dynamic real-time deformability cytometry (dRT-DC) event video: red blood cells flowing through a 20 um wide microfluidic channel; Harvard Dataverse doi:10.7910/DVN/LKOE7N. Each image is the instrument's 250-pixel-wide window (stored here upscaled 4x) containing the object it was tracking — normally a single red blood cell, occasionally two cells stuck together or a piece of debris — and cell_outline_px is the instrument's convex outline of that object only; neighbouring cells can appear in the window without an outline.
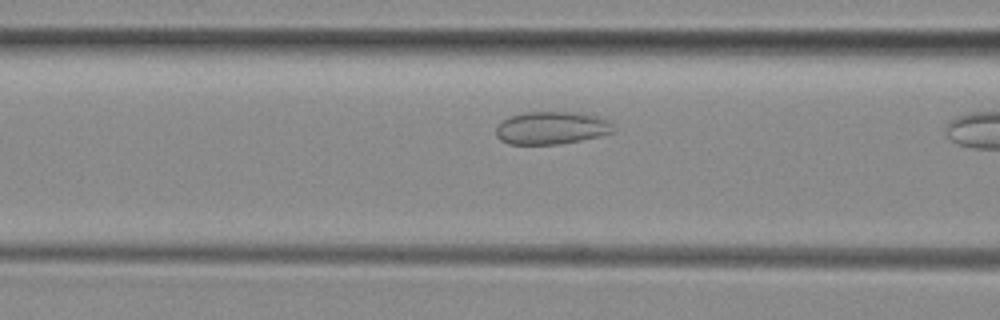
{"species": "common noctule bat (a hibernating species)", "species_latin": "Nyctalus noctula", "temperature_condition": "room temperature", "stored_images_in_passage": 8, "camera_frame_rate_fps": 3000, "um_per_image_px": 0.085, "animal": {"sex": "female", "body_mass_g": 29.2, "forearm_length_mm": 56.3}, "frame": {"image": 1, "passage_image": 7, "time_ms": 2.0, "image_size_px": [1000, 320], "cell_outline_px": [[616, 128], [612, 132], [600, 136], [560, 144], [508, 144], [500, 140], [496, 136], [496, 128], [508, 116], [524, 112], [584, 112], [600, 116], [608, 120]], "centroid_in_image_um": [46.91, 10.86], "position_along_channel_um": 119.7, "area_um2": 22.66}}